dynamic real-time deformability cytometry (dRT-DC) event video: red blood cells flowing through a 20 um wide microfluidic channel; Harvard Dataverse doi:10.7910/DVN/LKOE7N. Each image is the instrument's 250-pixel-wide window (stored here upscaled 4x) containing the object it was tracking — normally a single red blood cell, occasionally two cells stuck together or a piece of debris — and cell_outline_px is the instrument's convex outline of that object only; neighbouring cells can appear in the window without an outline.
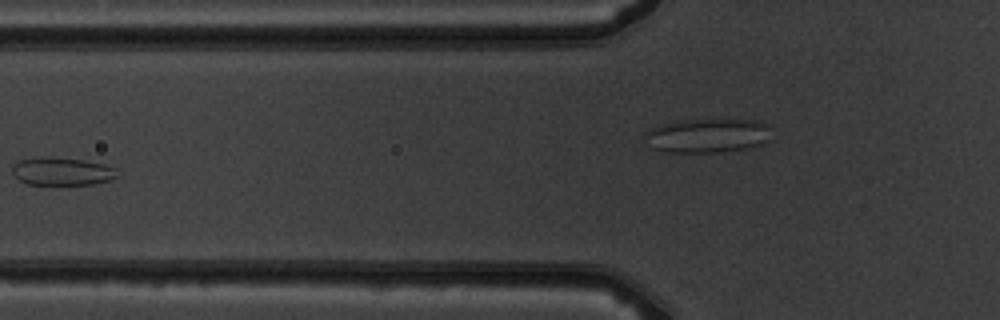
{"species": "common noctule bat (a hibernating species)", "species_latin": "Nyctalus noctula", "temperature_condition": "warm", "stored_images_in_passage": 9, "camera_frame_rate_fps": 3000, "um_per_image_px": 0.085, "animal": {"sex": "male", "body_mass_g": 19.5, "forearm_length_mm": 54.6}, "frame": {"image": 1, "passage_image": 7, "time_ms": 7.0, "image_size_px": [1000, 320], "cell_outline_px": [[120, 176], [112, 180], [92, 184], [28, 184], [20, 180], [12, 172], [12, 168], [20, 160], [84, 160], [104, 164], [116, 168]], "centroid_in_image_um": [5.4, 14.62], "position_along_channel_um": 120.4, "area_um2": 16.13}}